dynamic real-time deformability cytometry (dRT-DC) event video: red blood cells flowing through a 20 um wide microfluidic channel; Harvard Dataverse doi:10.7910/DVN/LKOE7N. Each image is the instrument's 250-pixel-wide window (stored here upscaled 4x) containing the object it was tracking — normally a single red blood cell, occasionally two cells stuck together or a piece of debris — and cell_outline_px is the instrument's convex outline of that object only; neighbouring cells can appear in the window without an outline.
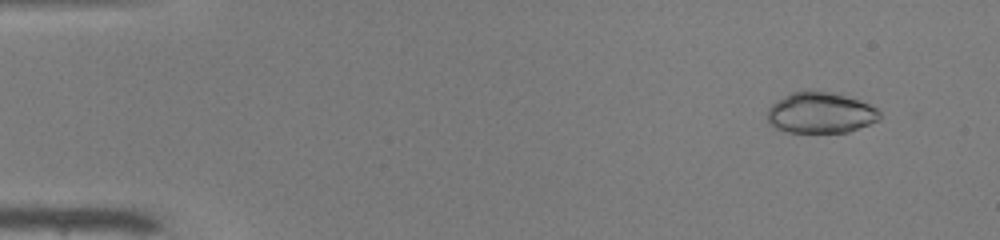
{"species": "common noctule bat (a hibernating species)", "species_latin": "Nyctalus noctula", "temperature_condition": "warm", "stored_images_in_passage": 46, "camera_frame_rate_fps": 3000, "um_per_image_px": 0.085, "animal": {"sex": "male", "body_mass_g": 19.0, "forearm_length_mm": 50.8}, "frame": {"image": 1, "passage_image": 1, "time_ms": 0.0, "image_size_px": [1000, 240], "cell_outline_px": [[880, 120], [848, 132], [788, 132], [776, 128], [768, 124], [768, 108], [772, 104], [784, 96], [792, 92], [808, 88], [828, 92], [844, 96], [868, 104], [876, 108], [880, 112]], "centroid_in_image_um": [69.71, 9.58], "position_along_channel_um": 15.3, "area_um2": 26.82}}
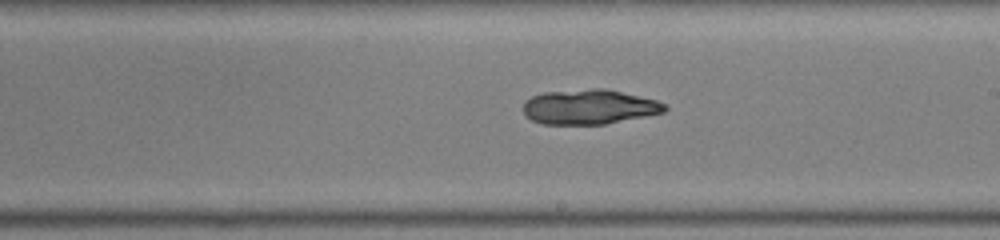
{"frame": {"image": 2, "passage_image": 26, "time_ms": 8.333, "image_size_px": [1000, 240], "cell_outline_px": [[668, 108], [664, 112], [604, 124], [540, 124], [532, 120], [524, 112], [524, 100], [532, 96], [544, 92], [592, 88], [604, 88], [656, 100], [668, 104]], "centroid_in_image_um": [50.08, 9.08], "position_along_channel_um": 238.9, "area_um2": 28.61}}
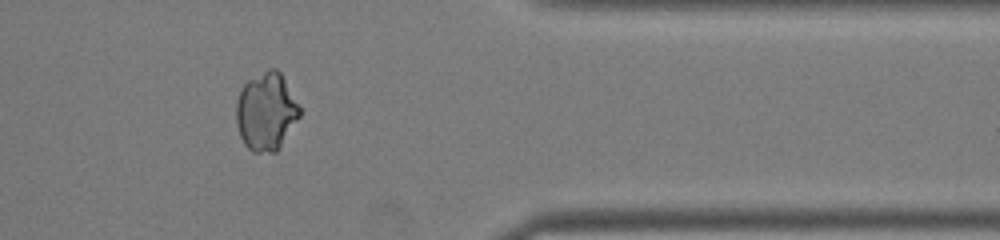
{"frame": {"image": 3, "passage_image": 38, "time_ms": 12.333, "image_size_px": [1000, 240], "cell_outline_px": [[300, 116], [280, 148], [276, 152], [252, 152], [244, 144], [240, 136], [236, 124], [236, 100], [244, 84], [248, 80], [268, 68], [276, 68], [280, 72], [300, 108]], "centroid_in_image_um": [22.61, 9.5], "position_along_channel_um": 388.8, "area_um2": 28.78}, "authors_computed_cell_mechanics": {"area_um2": 28.7555, "velocity_mm_per_s": 4.1092, "shape_relaxation_time_tau1_ms": null, "shape_relaxation_time_tau2_ms": 1.9156, "deformation_change_tau1": null, "deformation_change_tau2": 0.0602}}